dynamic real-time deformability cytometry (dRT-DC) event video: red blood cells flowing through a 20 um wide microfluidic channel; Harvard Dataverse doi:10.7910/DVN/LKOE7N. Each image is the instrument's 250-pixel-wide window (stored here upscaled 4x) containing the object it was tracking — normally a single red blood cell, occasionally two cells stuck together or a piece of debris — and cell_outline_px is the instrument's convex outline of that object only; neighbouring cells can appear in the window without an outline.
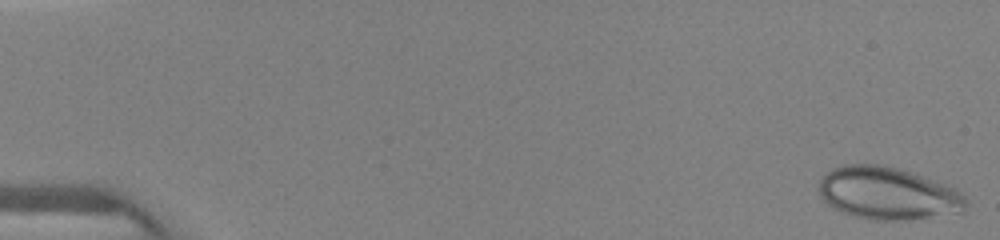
{"species": "human", "species_latin": "Homo sapiens", "temperature_condition": "warm", "stored_images_in_passage": 31, "camera_frame_rate_fps": 3000, "um_per_image_px": 0.085, "donor": {"sex": "female"}, "frame": {"image": 1, "passage_image": 1, "time_ms": 0.0, "image_size_px": [1000, 240], "cell_outline_px": [[968, 204], [964, 212], [908, 220], [872, 220], [856, 216], [832, 208], [820, 196], [816, 188], [820, 180], [832, 168], [844, 164], [884, 164], [948, 184], [956, 188], [968, 200]], "centroid_in_image_um": [75.48, 16.43], "position_along_channel_um": 9.5, "area_um2": 45.43}}